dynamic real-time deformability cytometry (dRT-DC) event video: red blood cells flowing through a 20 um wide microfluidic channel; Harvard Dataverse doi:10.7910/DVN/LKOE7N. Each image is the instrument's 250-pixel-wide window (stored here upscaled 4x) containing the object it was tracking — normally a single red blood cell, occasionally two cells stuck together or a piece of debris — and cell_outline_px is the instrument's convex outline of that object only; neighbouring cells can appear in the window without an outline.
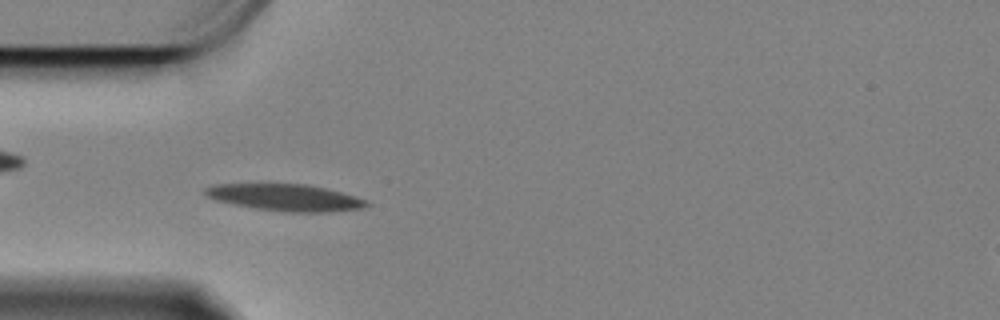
{"species": "Egyptian fruit bat (a non-hibernating species)", "species_latin": "Rousettus aegyptiacus", "temperature_condition": "cold", "stored_images_in_passage": 58, "camera_frame_rate_fps": 3000, "um_per_image_px": 0.085, "animal": {"sex": "female"}, "frame": {"image": 1, "passage_image": 16, "time_ms": 5.0, "image_size_px": [1000, 320], "cell_outline_px": [[368, 204], [364, 208], [328, 212], [284, 212], [256, 208], [216, 200], [204, 196], [204, 188], [212, 184], [304, 184], [324, 188], [340, 192], [368, 200]], "centroid_in_image_um": [24.22, 16.79], "position_along_channel_um": 60.8, "area_um2": 25.03}}
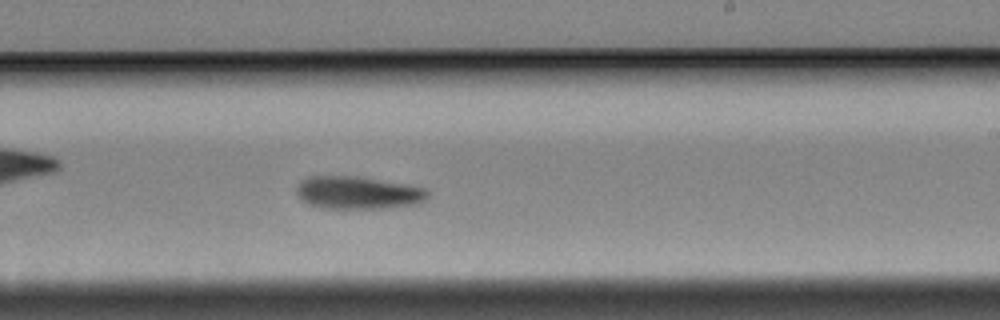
{"frame": {"image": 2, "passage_image": 34, "time_ms": 11.0, "image_size_px": [1000, 320], "cell_outline_px": [[428, 200], [420, 204], [384, 208], [320, 208], [308, 204], [296, 192], [296, 188], [300, 180], [308, 176], [348, 176], [376, 180], [424, 188], [428, 192]], "centroid_in_image_um": [30.4, 16.4], "position_along_channel_um": 258.6, "area_um2": 24.68}}
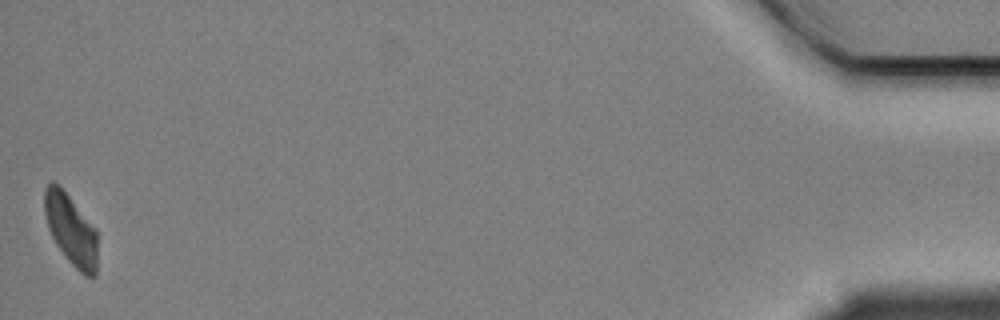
{"frame": {"image": 3, "passage_image": 58, "time_ms": 19.0, "image_size_px": [1000, 320], "cell_outline_px": [[96, 276], [84, 276], [68, 260], [56, 244], [48, 228], [44, 212], [44, 188], [48, 184], [56, 184], [68, 196], [96, 228]], "centroid_in_image_um": [6.02, 19.56], "position_along_channel_um": 429.2, "area_um2": 21.39}, "authors_computed_cell_mechanics": {"area_um2": 23.9581, "velocity_mm_per_s": 3.307, "shape_relaxation_time_tau1_ms": 2.7716, "shape_relaxation_time_tau2_ms": null, "deformation_change_tau1": 0.1407, "deformation_change_tau2": null}}